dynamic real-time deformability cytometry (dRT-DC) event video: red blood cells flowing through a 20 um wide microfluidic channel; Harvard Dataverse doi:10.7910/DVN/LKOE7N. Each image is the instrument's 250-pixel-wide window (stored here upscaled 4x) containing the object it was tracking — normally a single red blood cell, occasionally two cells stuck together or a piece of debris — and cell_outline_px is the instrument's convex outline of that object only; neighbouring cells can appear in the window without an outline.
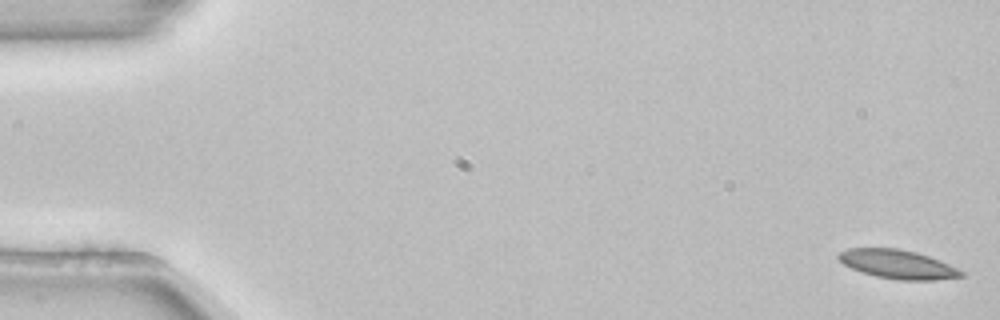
{"species": "common noctule bat (a hibernating species)", "species_latin": "Nyctalus noctula", "temperature_condition": "room temperature", "stored_images_in_passage": 12, "camera_frame_rate_fps": 3000, "um_per_image_px": 0.085, "animal": {"sex": "female", "body_mass_g": 22.7, "forearm_length_mm": 54.2}, "frame": {"image": 1, "passage_image": 1, "time_ms": 0.0, "image_size_px": [1000, 320], "cell_outline_px": [[964, 276], [936, 280], [900, 280], [876, 276], [852, 268], [844, 264], [836, 256], [840, 252], [848, 248], [900, 248], [916, 252], [940, 260], [964, 272]], "centroid_in_image_um": [76.31, 22.45], "position_along_channel_um": 8.7, "area_um2": 20.46}}